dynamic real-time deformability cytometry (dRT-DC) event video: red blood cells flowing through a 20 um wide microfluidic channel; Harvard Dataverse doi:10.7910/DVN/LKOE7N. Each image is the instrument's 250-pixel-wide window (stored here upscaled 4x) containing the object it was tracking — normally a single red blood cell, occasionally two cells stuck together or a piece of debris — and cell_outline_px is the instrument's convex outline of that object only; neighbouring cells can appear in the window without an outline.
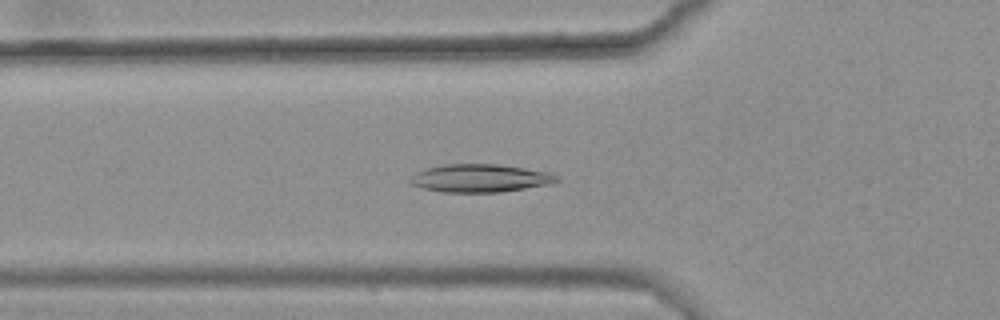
{"species": "common noctule bat (a hibernating species)", "species_latin": "Nyctalus noctula", "temperature_condition": "warm", "stored_images_in_passage": 48, "camera_frame_rate_fps": 3000, "um_per_image_px": 0.085, "animal": {"sex": "female", "body_mass_g": 25.1}, "frame": {"image": 1, "passage_image": 20, "time_ms": 6.333, "image_size_px": [1000, 320], "cell_outline_px": [[560, 180], [552, 184], [500, 192], [440, 192], [424, 188], [412, 184], [408, 180], [416, 172], [424, 168], [444, 164], [496, 164], [524, 168], [548, 172], [560, 176]], "centroid_in_image_um": [40.82, 15.14], "position_along_channel_um": 85.0, "area_um2": 23.99}}
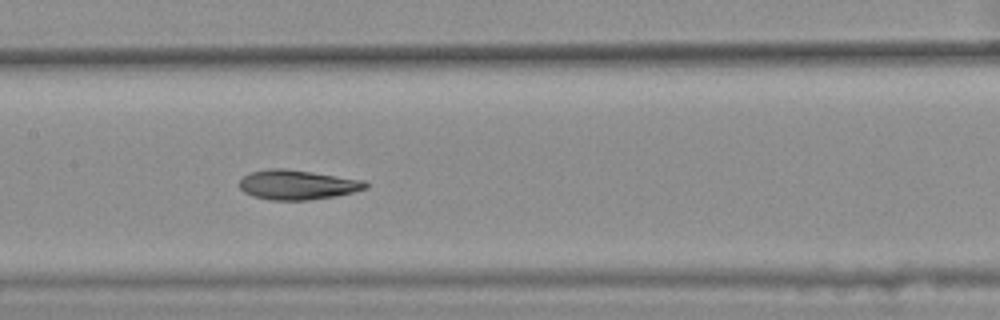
{"frame": {"image": 2, "passage_image": 28, "time_ms": 9.0, "image_size_px": [1000, 320], "cell_outline_px": [[368, 188], [336, 196], [308, 200], [268, 200], [252, 196], [244, 192], [240, 188], [240, 180], [244, 176], [252, 172], [268, 168], [284, 168], [312, 172], [364, 180], [368, 184]], "centroid_in_image_um": [25.27, 15.71], "position_along_channel_um": 182.1, "area_um2": 21.79}}
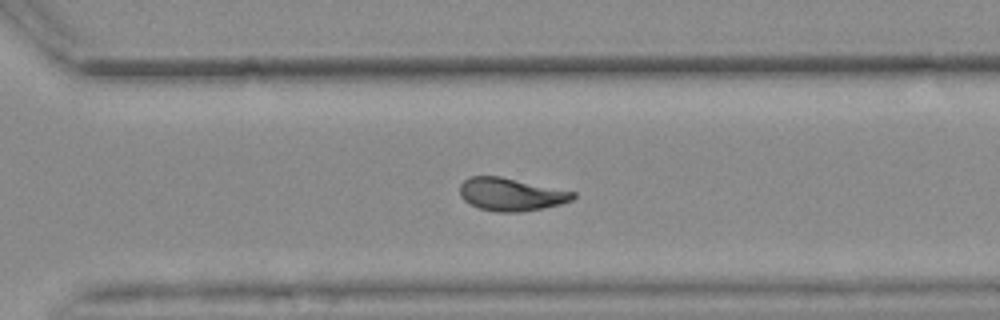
{"frame": {"image": 3, "passage_image": 40, "time_ms": 13.0, "image_size_px": [1000, 320], "cell_outline_px": [[576, 196], [572, 200], [560, 204], [544, 208], [520, 212], [496, 212], [480, 208], [464, 200], [460, 196], [460, 184], [468, 176], [500, 176], [576, 192]], "centroid_in_image_um": [43.43, 16.52], "position_along_channel_um": 327.2, "area_um2": 21.68}, "authors_computed_cell_mechanics": {"area_um2": 22.1952, "velocity_mm_per_s": 3.6252, "shape_relaxation_time_tau1_ms": null, "shape_relaxation_time_tau2_ms": 3.4423, "deformation_change_tau1": null, "deformation_change_tau2": 0.0878}}